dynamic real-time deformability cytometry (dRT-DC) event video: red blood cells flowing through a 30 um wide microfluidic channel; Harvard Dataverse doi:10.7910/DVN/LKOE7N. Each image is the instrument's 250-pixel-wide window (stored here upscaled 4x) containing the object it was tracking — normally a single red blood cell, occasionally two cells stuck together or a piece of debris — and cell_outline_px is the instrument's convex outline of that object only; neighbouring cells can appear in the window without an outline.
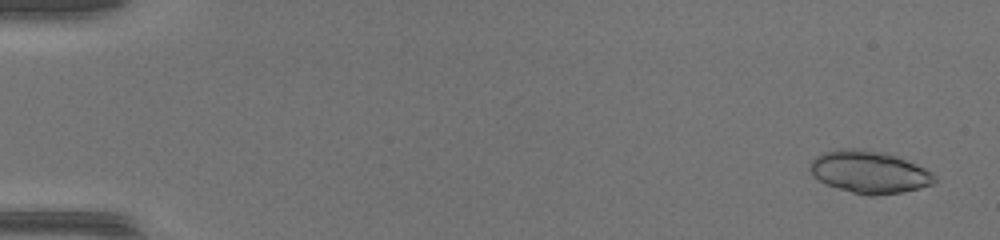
{"species": "common noctule bat (a hibernating species)", "species_latin": "Nyctalus noctula", "temperature_condition": "warm", "stored_images_in_passage": 51, "segment_of_instrument_passage": [1, 2], "camera_frame_rate_fps": 3000, "um_per_image_px": 0.085, "animal": {"sex": "female", "body_mass_g": 17.0, "forearm_length_mm": 48.0}, "frame": {"image": 1, "passage_image": 3, "time_ms": 0.667, "image_size_px": [1000, 240], "cell_outline_px": [[936, 180], [932, 184], [920, 188], [900, 192], [876, 196], [868, 196], [852, 192], [824, 184], [812, 176], [808, 168], [812, 160], [816, 156], [824, 152], [840, 148], [856, 148], [888, 152], [924, 168], [932, 172], [936, 176]], "centroid_in_image_um": [73.85, 14.61], "position_along_channel_um": 11.1, "area_um2": 31.04}}
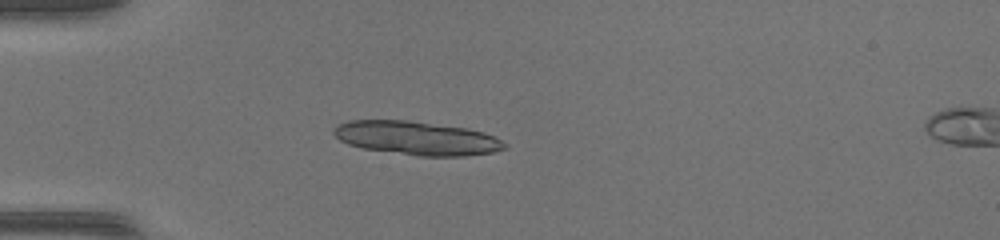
{"frame": {"image": 2, "passage_image": 16, "time_ms": 5.0, "image_size_px": [1000, 240], "cell_outline_px": [[508, 144], [504, 148], [492, 152], [464, 156], [416, 156], [364, 148], [348, 144], [340, 140], [332, 132], [332, 128], [348, 120], [408, 120], [468, 128], [484, 132]], "centroid_in_image_um": [35.4, 11.73], "position_along_channel_um": 49.6, "area_um2": 33.47}}